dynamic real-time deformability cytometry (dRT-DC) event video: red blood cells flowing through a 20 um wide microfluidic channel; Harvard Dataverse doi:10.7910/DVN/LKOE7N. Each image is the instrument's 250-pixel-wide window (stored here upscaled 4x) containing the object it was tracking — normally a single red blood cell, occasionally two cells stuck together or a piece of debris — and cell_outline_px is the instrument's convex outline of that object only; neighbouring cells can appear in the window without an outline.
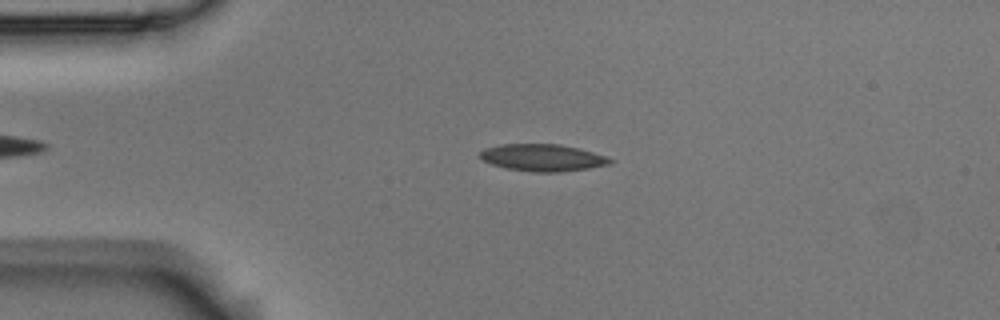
{"species": "Egyptian fruit bat (a non-hibernating species)", "species_latin": "Rousettus aegyptiacus", "temperature_condition": "room temperature", "stored_images_in_passage": 7, "camera_frame_rate_fps": 3000, "um_per_image_px": 0.085, "animal": {"sex": "male"}, "frame": {"image": 1, "passage_image": 3, "time_ms": 0.667, "image_size_px": [1000, 320], "cell_outline_px": [[612, 160], [608, 164], [588, 168], [560, 172], [532, 172], [508, 168], [492, 164], [484, 160], [480, 156], [480, 152], [484, 148], [500, 144], [560, 144], [592, 152], [604, 156]], "centroid_in_image_um": [46.07, 13.39], "position_along_channel_um": 38.9, "area_um2": 20.11}}
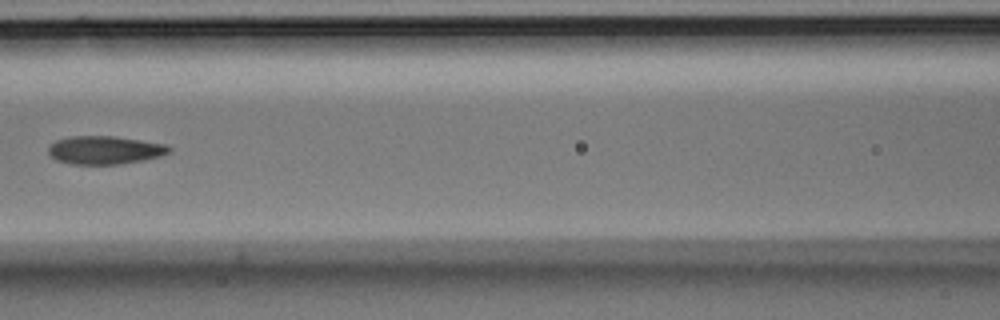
{"frame": {"image": 2, "passage_image": 6, "time_ms": 1.667, "image_size_px": [1000, 320], "cell_outline_px": [[172, 152], [160, 156], [144, 160], [120, 164], [72, 164], [56, 160], [48, 152], [48, 148], [56, 140], [68, 136], [112, 136], [140, 140], [164, 144], [172, 148]], "centroid_in_image_um": [8.92, 12.76], "position_along_channel_um": 157.7, "area_um2": 19.83}}
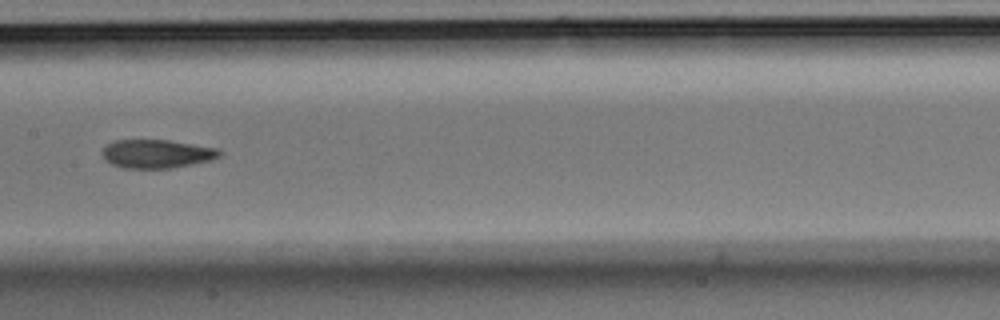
{"frame": {"image": 3, "passage_image": 7, "time_ms": 2.0, "image_size_px": [1000, 320], "cell_outline_px": [[224, 152], [220, 156], [212, 160], [172, 168], [124, 168], [112, 164], [104, 160], [104, 148], [112, 140], [168, 140], [216, 148]], "centroid_in_image_um": [13.35, 13.07], "position_along_channel_um": 194.1, "area_um2": 19.42}}